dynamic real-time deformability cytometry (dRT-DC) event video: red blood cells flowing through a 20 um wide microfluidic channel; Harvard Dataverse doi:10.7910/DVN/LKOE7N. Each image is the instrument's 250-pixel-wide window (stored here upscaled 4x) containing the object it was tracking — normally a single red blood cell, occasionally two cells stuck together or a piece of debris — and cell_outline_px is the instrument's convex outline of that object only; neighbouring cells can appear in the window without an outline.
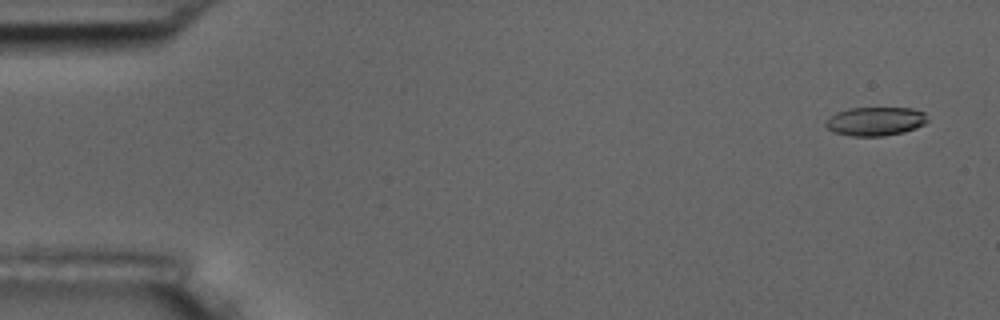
{"species": "common noctule bat (a hibernating species)", "species_latin": "Nyctalus noctula", "temperature_condition": "room temperature", "stored_images_in_passage": 5, "camera_frame_rate_fps": 3000, "um_per_image_px": 0.085, "animal": {"sex": "male", "body_mass_g": 17.5, "forearm_length_mm": 52.3}, "frame": {"image": 1, "passage_image": 1, "time_ms": 0.0, "image_size_px": [1000, 320], "cell_outline_px": [[928, 120], [924, 124], [916, 128], [904, 132], [884, 136], [852, 136], [832, 132], [824, 124], [836, 112], [848, 108], [912, 108], [924, 112]], "centroid_in_image_um": [74.42, 10.31], "position_along_channel_um": 10.6, "area_um2": 17.05}}
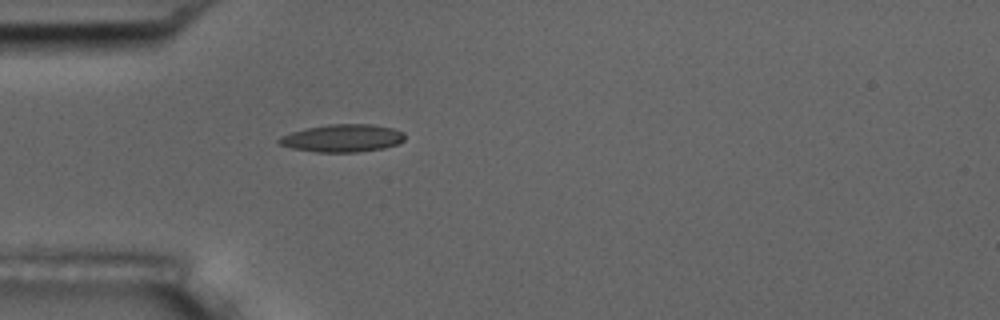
{"frame": {"image": 2, "passage_image": 5, "time_ms": 4.667, "image_size_px": [1000, 320], "cell_outline_px": [[404, 140], [400, 144], [384, 148], [356, 152], [316, 152], [292, 148], [276, 144], [276, 140], [280, 136], [304, 128], [328, 124], [372, 124], [392, 128], [404, 132]], "centroid_in_image_um": [29.09, 11.74], "position_along_channel_um": 55.9, "area_um2": 20.52}}